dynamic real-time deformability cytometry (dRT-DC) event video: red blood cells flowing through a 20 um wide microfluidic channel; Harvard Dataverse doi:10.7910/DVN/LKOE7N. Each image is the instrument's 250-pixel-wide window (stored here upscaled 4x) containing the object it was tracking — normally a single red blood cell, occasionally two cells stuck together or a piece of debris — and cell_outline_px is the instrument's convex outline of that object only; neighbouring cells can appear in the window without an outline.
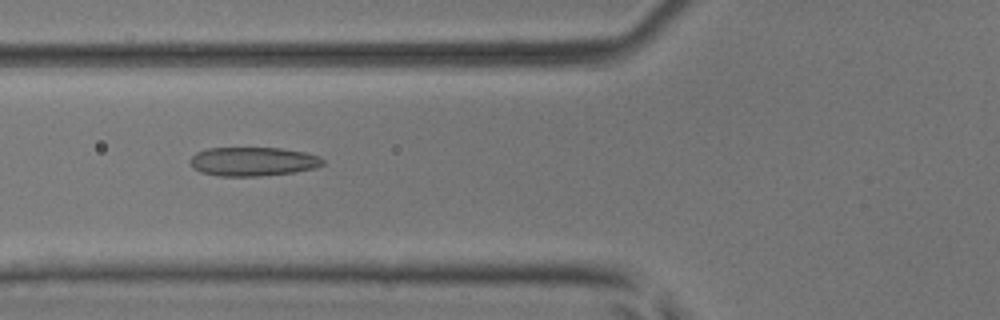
{"species": "common noctule bat (a hibernating species)", "species_latin": "Nyctalus noctula", "temperature_condition": "room temperature", "stored_images_in_passage": 51, "camera_frame_rate_fps": 3000, "um_per_image_px": 0.085, "animal": {"sex": "male", "body_mass_g": 17.9, "forearm_length_mm": 54.2}, "frame": {"image": 1, "passage_image": 20, "time_ms": 6.333, "image_size_px": [1000, 320], "cell_outline_px": [[324, 164], [316, 168], [296, 172], [260, 176], [220, 176], [200, 172], [192, 168], [188, 160], [196, 152], [208, 148], [280, 148], [304, 152], [320, 156], [324, 160]], "centroid_in_image_um": [21.49, 13.73], "position_along_channel_um": 104.3, "area_um2": 22.6}}
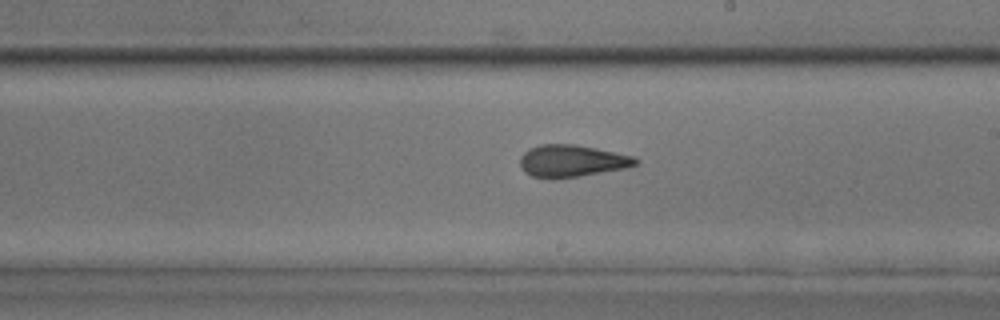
{"frame": {"image": 2, "passage_image": 30, "time_ms": 9.667, "image_size_px": [1000, 320], "cell_outline_px": [[640, 160], [636, 164], [628, 168], [580, 176], [552, 180], [532, 176], [524, 172], [520, 168], [520, 156], [528, 148], [540, 144], [576, 144], [596, 148], [632, 156]], "centroid_in_image_um": [48.56, 13.69], "position_along_channel_um": 240.4, "area_um2": 21.96}}
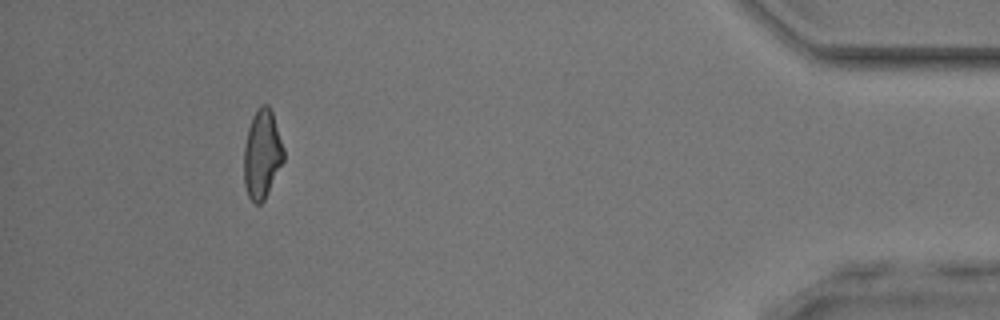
{"frame": {"image": 3, "passage_image": 47, "time_ms": 15.333, "image_size_px": [1000, 320], "cell_outline_px": [[284, 160], [264, 200], [260, 204], [256, 204], [248, 196], [244, 184], [244, 144], [248, 128], [252, 116], [256, 108], [260, 104], [268, 104], [272, 112], [284, 148]], "centroid_in_image_um": [22.27, 13.08], "position_along_channel_um": 412.9, "area_um2": 20.63}, "authors_computed_cell_mechanics": {"area_um2": 21.7328, "velocity_mm_per_s": 4.0945, "shape_relaxation_time_tau1_ms": null, "shape_relaxation_time_tau2_ms": 2.1039, "deformation_change_tau1": null, "deformation_change_tau2": 0.1067}}